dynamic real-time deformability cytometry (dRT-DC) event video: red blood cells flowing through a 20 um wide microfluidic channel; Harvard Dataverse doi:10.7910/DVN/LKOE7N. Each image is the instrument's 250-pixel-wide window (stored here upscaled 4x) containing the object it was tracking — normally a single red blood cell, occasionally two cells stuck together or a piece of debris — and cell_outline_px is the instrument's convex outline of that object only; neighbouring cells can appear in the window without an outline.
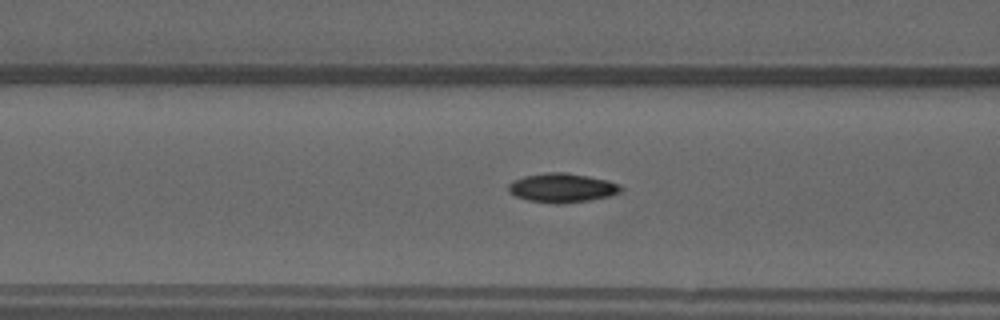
{"species": "common noctule bat (a hibernating species)", "species_latin": "Nyctalus noctula", "temperature_condition": "warm", "stored_images_in_passage": 33, "camera_frame_rate_fps": 3000, "um_per_image_px": 0.085, "animal": {"sex": "male", "forearm_length_mm": 52.5}, "frame": {"image": 1, "passage_image": 10, "time_ms": 3.0, "image_size_px": [1000, 320], "cell_outline_px": [[624, 188], [620, 192], [608, 196], [588, 200], [564, 204], [556, 204], [528, 200], [516, 196], [508, 192], [508, 184], [512, 180], [524, 176], [548, 172], [564, 172], [588, 176], [608, 180], [620, 184]], "centroid_in_image_um": [47.77, 15.96], "position_along_channel_um": 118.8, "area_um2": 19.19}}
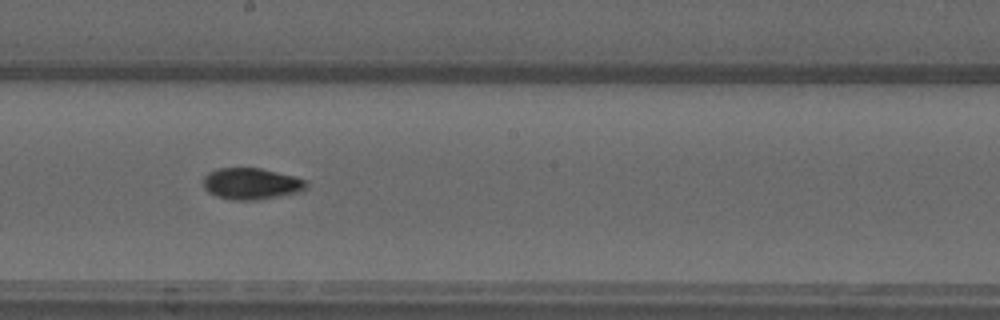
{"frame": {"image": 2, "passage_image": 18, "time_ms": 5.667, "image_size_px": [1000, 320], "cell_outline_px": [[308, 188], [296, 192], [256, 200], [236, 200], [216, 196], [208, 192], [204, 188], [204, 176], [208, 172], [220, 168], [260, 168], [308, 180]], "centroid_in_image_um": [21.35, 15.61], "position_along_channel_um": 226.9, "area_um2": 18.67}}
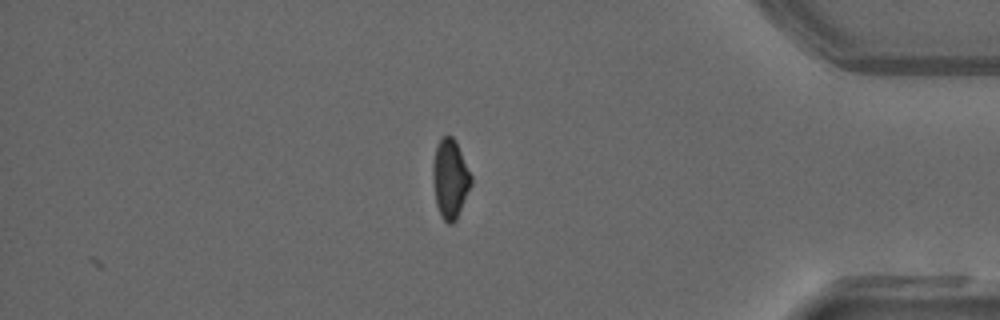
{"frame": {"image": 3, "passage_image": 33, "time_ms": 10.667, "image_size_px": [1000, 320], "cell_outline_px": [[472, 184], [456, 220], [452, 224], [448, 224], [440, 216], [436, 204], [432, 176], [432, 164], [436, 148], [440, 140], [444, 136], [452, 136], [456, 140], [472, 176]], "centroid_in_image_um": [38.27, 15.21], "position_along_channel_um": 396.9, "area_um2": 17.74}, "authors_computed_cell_mechanics": {"area_um2": 18.3804, "velocity_mm_per_s": 4.0523, "shape_relaxation_time_tau1_ms": 9.7414, "shape_relaxation_time_tau2_ms": 2.4589, "deformation_change_tau1": 0.2281, "deformation_change_tau2": 0.0683}}